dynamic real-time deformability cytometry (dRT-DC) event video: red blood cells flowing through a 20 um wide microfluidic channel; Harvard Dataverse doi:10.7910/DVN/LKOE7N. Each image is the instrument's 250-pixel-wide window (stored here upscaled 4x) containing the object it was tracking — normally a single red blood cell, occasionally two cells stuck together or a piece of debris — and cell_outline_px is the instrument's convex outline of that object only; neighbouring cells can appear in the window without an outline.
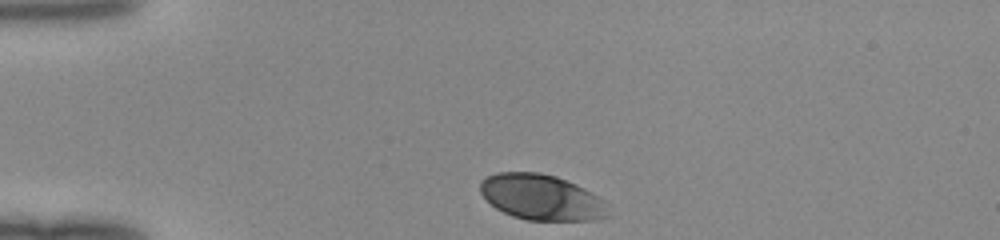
{"species": "human", "species_latin": "Homo sapiens", "temperature_condition": "room temperature", "stored_images_in_passage": 30, "camera_frame_rate_fps": 3000, "um_per_image_px": 0.085, "donor": {"sex": "female"}, "frame": {"image": 1, "passage_image": 1, "time_ms": 0.0, "image_size_px": [1000, 240], "cell_outline_px": [[612, 216], [600, 220], [528, 220], [512, 216], [496, 208], [480, 192], [480, 180], [496, 172], [540, 172], [556, 176], [576, 184], [584, 188], [604, 200]], "centroid_in_image_um": [46.07, 16.77], "position_along_channel_um": 38.9, "area_um2": 34.22}}
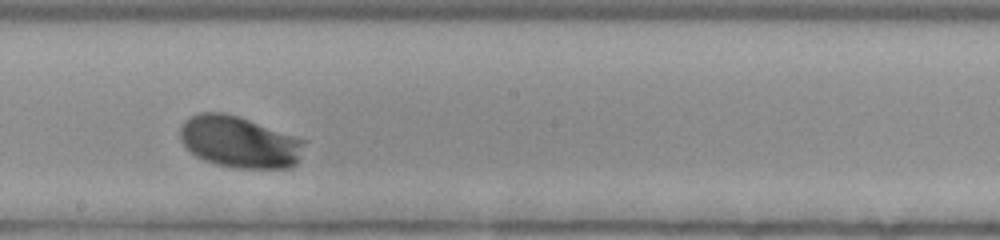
{"frame": {"image": 2, "passage_image": 18, "time_ms": 5.667, "image_size_px": [1000, 240], "cell_outline_px": [[308, 140], [296, 164], [292, 168], [236, 168], [216, 164], [204, 160], [196, 156], [180, 140], [180, 128], [184, 120], [200, 112], [224, 112], [240, 116]], "centroid_in_image_um": [20.39, 12.06], "position_along_channel_um": 227.8, "area_um2": 37.74}}
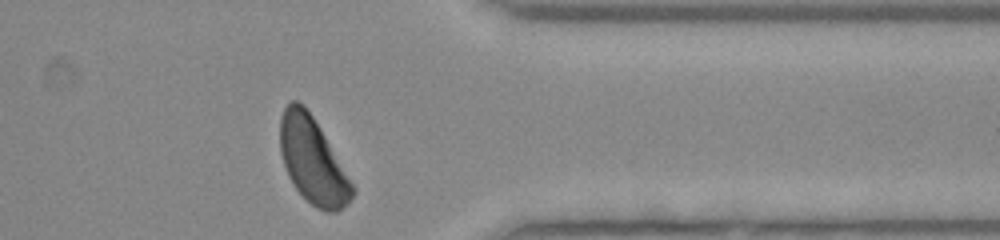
{"frame": {"image": 3, "passage_image": 30, "time_ms": 9.667, "image_size_px": [1000, 240], "cell_outline_px": [[356, 192], [348, 204], [336, 212], [324, 212], [316, 208], [296, 188], [288, 176], [280, 152], [280, 116], [284, 108], [292, 100], [296, 100], [304, 104], [320, 128], [356, 188]], "centroid_in_image_um": [26.59, 13.66], "position_along_channel_um": 384.8, "area_um2": 36.07}}